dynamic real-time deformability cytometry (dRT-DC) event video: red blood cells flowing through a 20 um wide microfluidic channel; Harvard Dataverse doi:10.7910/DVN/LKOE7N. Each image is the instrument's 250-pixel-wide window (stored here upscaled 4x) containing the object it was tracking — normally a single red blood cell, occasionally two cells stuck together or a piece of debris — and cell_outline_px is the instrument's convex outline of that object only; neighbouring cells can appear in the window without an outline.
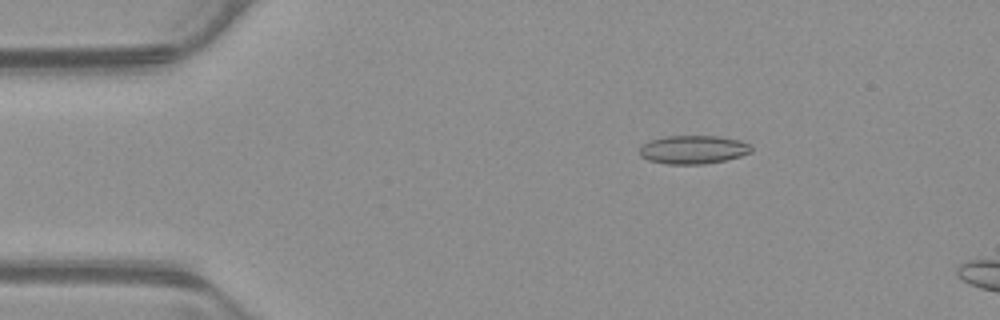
{"species": "common noctule bat (a hibernating species)", "species_latin": "Nyctalus noctula", "temperature_condition": "warm", "stored_images_in_passage": 46, "camera_frame_rate_fps": 3000, "um_per_image_px": 0.085, "animal": {"sex": "male", "body_mass_g": 23.1, "forearm_length_mm": 52.7}, "frame": {"image": 1, "passage_image": 2, "time_ms": 0.333, "image_size_px": [1000, 320], "cell_outline_px": [[752, 152], [740, 156], [724, 160], [704, 164], [668, 164], [648, 160], [640, 156], [640, 148], [644, 144], [652, 140], [668, 136], [716, 136], [740, 140], [748, 144], [752, 148]], "centroid_in_image_um": [58.93, 12.72], "position_along_channel_um": 26.1, "area_um2": 18.32}}
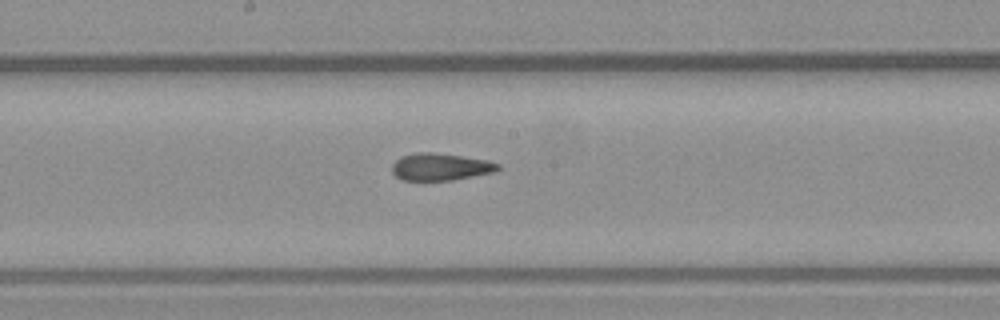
{"frame": {"image": 2, "passage_image": 21, "time_ms": 6.667, "image_size_px": [1000, 320], "cell_outline_px": [[500, 168], [496, 172], [452, 180], [400, 180], [392, 172], [392, 164], [400, 156], [416, 152], [432, 152], [488, 160], [500, 164]], "centroid_in_image_um": [37.43, 14.18], "position_along_channel_um": 210.8, "area_um2": 16.88}}
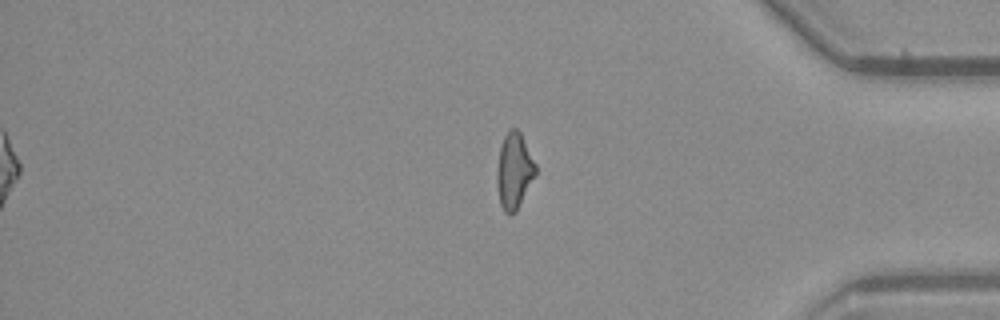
{"frame": {"image": 3, "passage_image": 37, "time_ms": 12.0, "image_size_px": [1000, 320], "cell_outline_px": [[536, 176], [516, 212], [508, 216], [504, 212], [500, 204], [496, 184], [496, 172], [500, 148], [504, 136], [508, 128], [516, 128], [520, 132], [536, 164]], "centroid_in_image_um": [43.7, 14.56], "position_along_channel_um": 391.5, "area_um2": 17.4}, "authors_computed_cell_mechanics": {"area_um2": 17.3111, "velocity_mm_per_s": 3.8919, "shape_relaxation_time_tau1_ms": 11.2428, "shape_relaxation_time_tau2_ms": 2.0225, "deformation_change_tau1": 0.2139, "deformation_change_tau2": 0.1027}}